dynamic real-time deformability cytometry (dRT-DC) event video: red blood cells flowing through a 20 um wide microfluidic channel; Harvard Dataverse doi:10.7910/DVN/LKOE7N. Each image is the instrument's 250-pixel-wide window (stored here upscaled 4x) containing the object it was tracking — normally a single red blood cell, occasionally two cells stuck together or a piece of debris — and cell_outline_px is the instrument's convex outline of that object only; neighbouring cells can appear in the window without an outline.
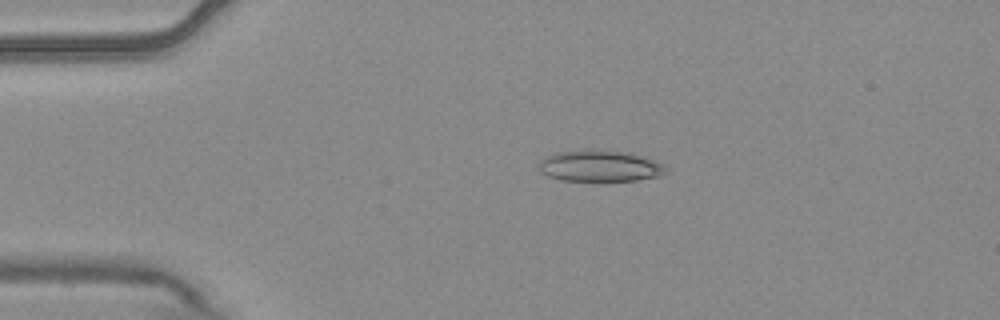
{"species": "common noctule bat (a hibernating species)", "species_latin": "Nyctalus noctula", "temperature_condition": "warm", "stored_images_in_passage": 6, "camera_frame_rate_fps": 3000, "um_per_image_px": 0.085, "animal": {"sex": "male", "body_mass_g": 20.4}, "frame": {"image": 1, "passage_image": 4, "time_ms": 1.0, "image_size_px": [1000, 320], "cell_outline_px": [[668, 172], [660, 176], [636, 180], [560, 180], [548, 176], [540, 172], [540, 160], [556, 152], [592, 148], [632, 152], [664, 164], [668, 168]], "centroid_in_image_um": [51.03, 14.08], "position_along_channel_um": 34.0, "area_um2": 23.52}}